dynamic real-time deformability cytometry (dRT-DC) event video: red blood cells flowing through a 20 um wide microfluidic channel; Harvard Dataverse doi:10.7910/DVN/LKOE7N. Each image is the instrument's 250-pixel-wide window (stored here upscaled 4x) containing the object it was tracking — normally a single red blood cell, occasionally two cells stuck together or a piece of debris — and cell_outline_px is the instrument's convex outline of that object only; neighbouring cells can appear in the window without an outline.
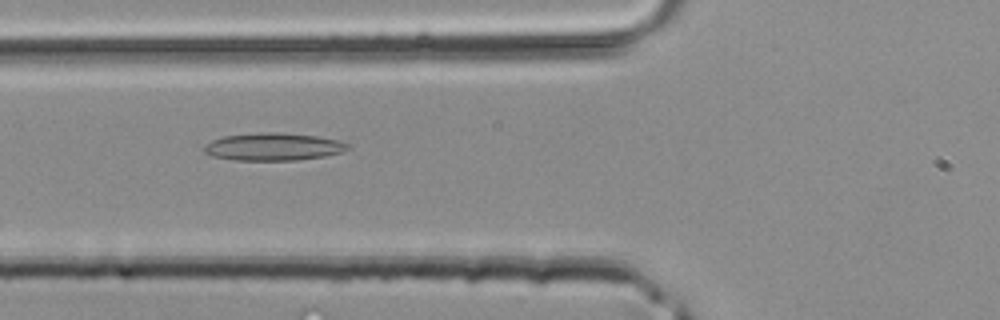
{"species": "common noctule bat (a hibernating species)", "species_latin": "Nyctalus noctula", "temperature_condition": "room temperature", "stored_images_in_passage": 35, "camera_frame_rate_fps": 3000, "um_per_image_px": 0.085, "animal": {"sex": "male", "body_mass_g": 20.4}, "frame": {"image": 1, "passage_image": 9, "time_ms": 2.667, "image_size_px": [1000, 320], "cell_outline_px": [[352, 148], [340, 152], [324, 156], [296, 160], [232, 160], [212, 156], [204, 152], [200, 148], [204, 144], [212, 140], [224, 136], [260, 132], [276, 132], [316, 136], [340, 140], [352, 144]], "centroid_in_image_um": [23.22, 12.47], "position_along_channel_um": 102.6, "area_um2": 23.35}}
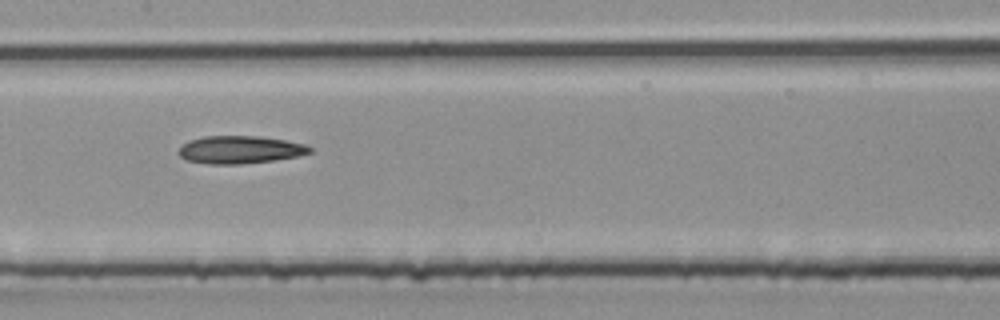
{"frame": {"image": 2, "passage_image": 14, "time_ms": 4.333, "image_size_px": [1000, 320], "cell_outline_px": [[312, 152], [300, 156], [272, 160], [240, 164], [208, 164], [184, 160], [180, 156], [180, 148], [188, 140], [204, 136], [260, 136], [284, 140], [304, 144], [312, 148]], "centroid_in_image_um": [20.4, 12.72], "position_along_channel_um": 187.0, "area_um2": 21.15}}
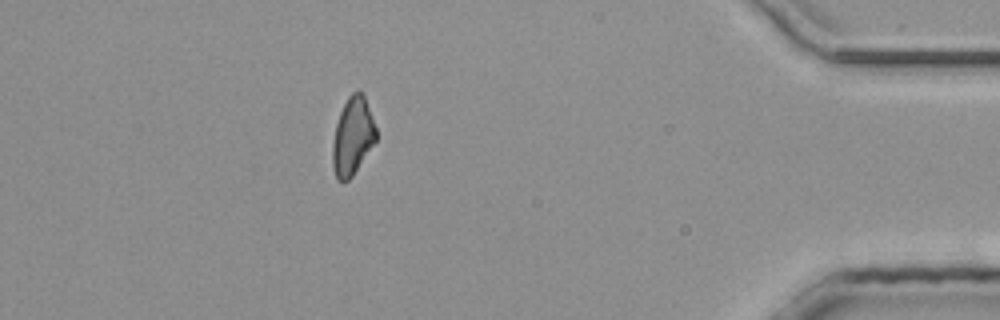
{"frame": {"image": 3, "passage_image": 30, "time_ms": 9.667, "image_size_px": [1000, 320], "cell_outline_px": [[376, 140], [352, 176], [348, 180], [336, 180], [332, 164], [332, 144], [336, 124], [340, 112], [348, 96], [352, 92], [364, 92], [376, 128]], "centroid_in_image_um": [29.96, 11.56], "position_along_channel_um": 405.2, "area_um2": 19.59}}